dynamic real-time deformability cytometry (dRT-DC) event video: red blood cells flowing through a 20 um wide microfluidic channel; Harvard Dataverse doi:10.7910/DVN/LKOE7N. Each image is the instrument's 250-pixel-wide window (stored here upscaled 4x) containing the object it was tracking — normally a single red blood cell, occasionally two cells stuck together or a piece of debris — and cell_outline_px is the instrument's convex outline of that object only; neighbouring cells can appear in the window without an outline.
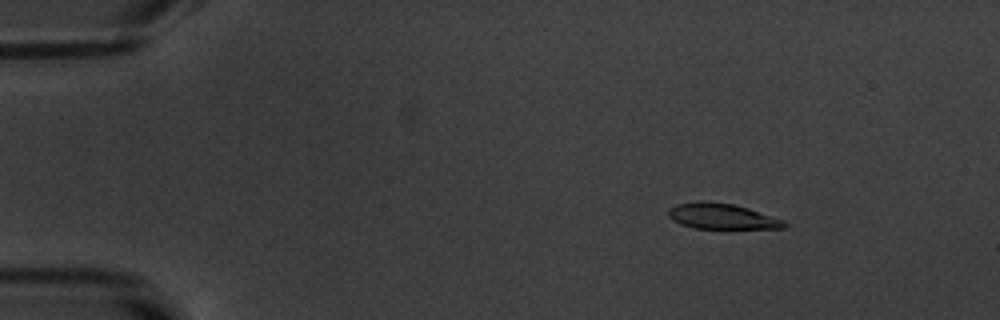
{"species": "common noctule bat (a hibernating species)", "species_latin": "Nyctalus noctula", "temperature_condition": "warm", "stored_images_in_passage": 53, "camera_frame_rate_fps": 3000, "um_per_image_px": 0.085, "animal": {"sex": "male", "body_mass_g": 20.1, "forearm_length_mm": 53.5}, "frame": {"image": 1, "passage_image": 7, "time_ms": 2.0, "image_size_px": [1000, 320], "cell_outline_px": [[788, 224], [784, 228], [692, 228], [680, 224], [672, 220], [668, 216], [668, 208], [676, 204], [704, 200], [732, 204], [748, 208], [784, 220]], "centroid_in_image_um": [61.31, 18.38], "position_along_channel_um": 23.7, "area_um2": 17.28}}
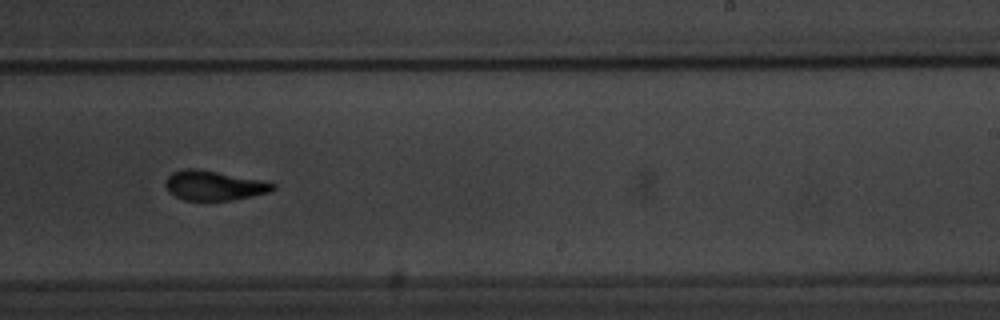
{"frame": {"image": 2, "passage_image": 33, "time_ms": 10.667, "image_size_px": [1000, 320], "cell_outline_px": [[276, 188], [268, 192], [252, 196], [232, 200], [184, 200], [168, 192], [164, 184], [168, 176], [172, 172], [184, 168], [196, 168], [264, 180], [276, 184]], "centroid_in_image_um": [18.18, 15.76], "position_along_channel_um": 270.8, "area_um2": 18.67}}
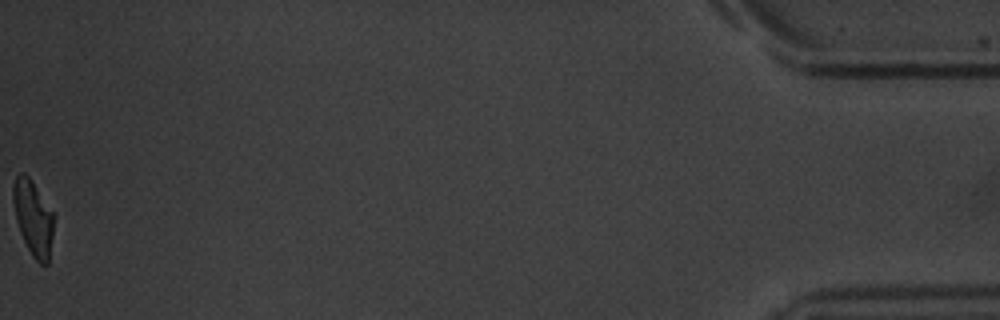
{"frame": {"image": 3, "passage_image": 53, "time_ms": 17.333, "image_size_px": [1000, 320], "cell_outline_px": [[56, 216], [48, 264], [40, 264], [32, 256], [20, 232], [16, 220], [12, 200], [12, 188], [16, 176], [20, 172], [24, 172], [32, 180]], "centroid_in_image_um": [2.84, 18.5], "position_along_channel_um": 432.4, "area_um2": 18.15}, "authors_computed_cell_mechanics": {"area_um2": 18.7272, "velocity_mm_per_s": 3.8326, "shape_relaxation_time_tau1_ms": 2.8928, "shape_relaxation_time_tau2_ms": 2.1639, "deformation_change_tau1": 0.1586, "deformation_change_tau2": 0.0648}}